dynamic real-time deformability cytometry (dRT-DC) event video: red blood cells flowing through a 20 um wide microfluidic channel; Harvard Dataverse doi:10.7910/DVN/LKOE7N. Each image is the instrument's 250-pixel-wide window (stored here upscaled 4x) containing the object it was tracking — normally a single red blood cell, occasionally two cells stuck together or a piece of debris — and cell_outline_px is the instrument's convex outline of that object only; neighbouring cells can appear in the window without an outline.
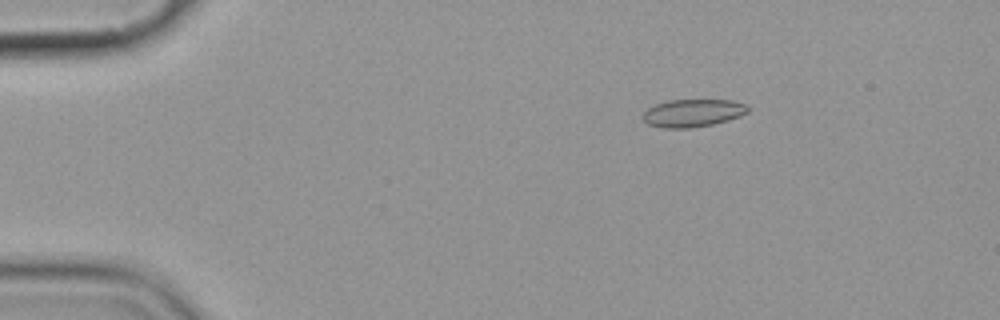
{"species": "common noctule bat (a hibernating species)", "species_latin": "Nyctalus noctula", "temperature_condition": "cold", "stored_images_in_passage": 5, "camera_frame_rate_fps": 3000, "um_per_image_px": 0.085, "animal": {"sex": "female", "body_mass_g": 19.9}, "frame": {"image": 1, "passage_image": 3, "time_ms": 2.333, "image_size_px": [1000, 320], "cell_outline_px": [[748, 112], [740, 116], [728, 120], [712, 124], [688, 128], [664, 128], [648, 124], [640, 116], [648, 108], [656, 104], [668, 100], [732, 100], [748, 104]], "centroid_in_image_um": [58.89, 9.6], "position_along_channel_um": 26.1, "area_um2": 16.99}}